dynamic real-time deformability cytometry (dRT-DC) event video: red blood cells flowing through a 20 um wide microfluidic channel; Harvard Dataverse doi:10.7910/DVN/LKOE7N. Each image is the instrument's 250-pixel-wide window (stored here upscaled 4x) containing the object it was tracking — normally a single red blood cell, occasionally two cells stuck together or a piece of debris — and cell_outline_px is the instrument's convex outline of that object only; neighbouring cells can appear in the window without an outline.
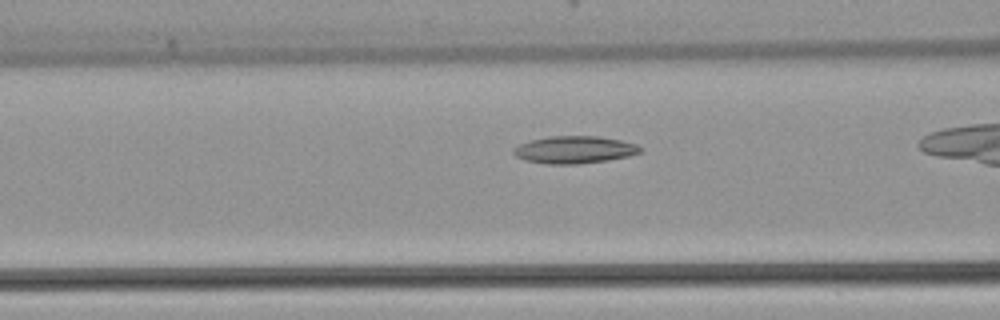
{"species": "common noctule bat (a hibernating species)", "species_latin": "Nyctalus noctula", "temperature_condition": "warm", "stored_images_in_passage": 33, "camera_frame_rate_fps": 3000, "um_per_image_px": 0.085, "animal": {"sex": "female", "body_mass_g": 22.7, "forearm_length_mm": 54.2}, "frame": {"image": 1, "passage_image": 15, "time_ms": 4.667, "image_size_px": [1000, 320], "cell_outline_px": [[644, 148], [640, 152], [628, 156], [608, 160], [576, 164], [544, 164], [524, 160], [516, 156], [512, 152], [512, 148], [520, 144], [532, 140], [548, 136], [600, 136], [620, 140], [636, 144]], "centroid_in_image_um": [48.81, 12.73], "position_along_channel_um": 117.8, "area_um2": 20.29}}